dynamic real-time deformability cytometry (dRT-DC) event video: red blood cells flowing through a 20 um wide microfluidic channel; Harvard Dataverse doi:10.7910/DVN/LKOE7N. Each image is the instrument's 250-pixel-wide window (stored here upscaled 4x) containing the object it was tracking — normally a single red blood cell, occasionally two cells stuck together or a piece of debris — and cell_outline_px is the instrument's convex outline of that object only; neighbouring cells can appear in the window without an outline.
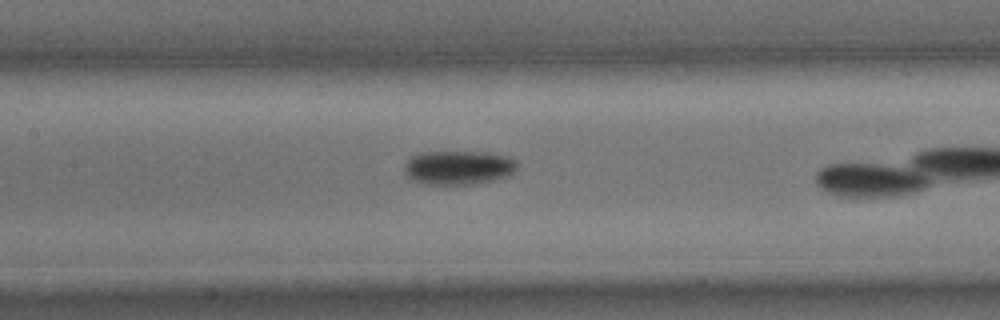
{"species": "common noctule bat (a hibernating species)", "species_latin": "Nyctalus noctula", "temperature_condition": "cold", "stored_images_in_passage": 21, "camera_frame_rate_fps": 3000, "um_per_image_px": 0.085, "animal": {"sex": "male", "body_mass_g": 15.6}, "frame": {"image": 1, "passage_image": 10, "time_ms": 3.0, "image_size_px": [1000, 320], "cell_outline_px": [[516, 168], [512, 176], [492, 180], [468, 184], [428, 184], [412, 180], [404, 172], [404, 164], [412, 156], [424, 152], [488, 152], [508, 156], [516, 160]], "centroid_in_image_um": [38.99, 14.24], "position_along_channel_um": 168.4, "area_um2": 22.37}}